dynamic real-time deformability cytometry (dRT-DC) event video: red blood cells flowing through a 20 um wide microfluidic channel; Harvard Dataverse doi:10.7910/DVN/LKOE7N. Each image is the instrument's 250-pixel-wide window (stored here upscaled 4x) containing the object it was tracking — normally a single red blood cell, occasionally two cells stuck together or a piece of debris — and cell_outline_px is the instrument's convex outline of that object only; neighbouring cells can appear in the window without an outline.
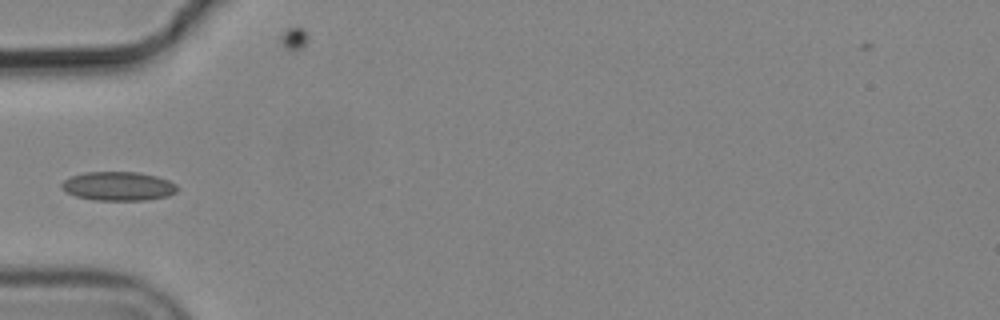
{"species": "common noctule bat (a hibernating species)", "species_latin": "Nyctalus noctula", "temperature_condition": "cold", "stored_images_in_passage": 5, "camera_frame_rate_fps": 3000, "um_per_image_px": 0.085, "animal": {"sex": "male", "body_mass_g": 19.2, "forearm_length_mm": 51.8}, "frame": {"image": 1, "passage_image": 4, "time_ms": 1.0, "image_size_px": [1000, 320], "cell_outline_px": [[180, 188], [176, 192], [168, 196], [144, 200], [92, 200], [76, 196], [68, 192], [60, 184], [64, 180], [72, 176], [84, 172], [140, 172], [156, 176], [168, 180], [176, 184]], "centroid_in_image_um": [10.09, 15.82], "position_along_channel_um": 74.9, "area_um2": 19.48}}